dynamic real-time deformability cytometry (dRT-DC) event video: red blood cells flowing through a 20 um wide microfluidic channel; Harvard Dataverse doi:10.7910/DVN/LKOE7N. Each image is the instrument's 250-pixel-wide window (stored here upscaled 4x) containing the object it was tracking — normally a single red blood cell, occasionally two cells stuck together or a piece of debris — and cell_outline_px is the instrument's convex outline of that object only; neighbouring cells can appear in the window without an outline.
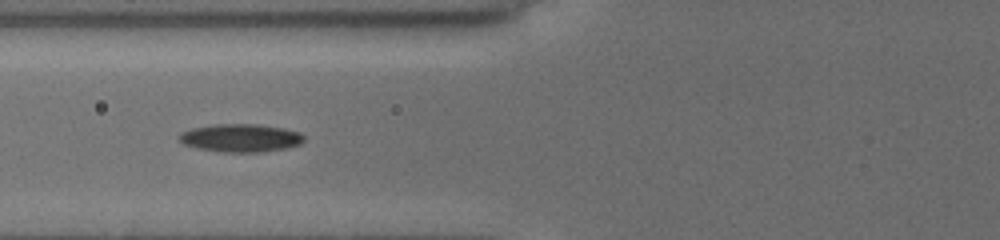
{"species": "common noctule bat (a hibernating species)", "species_latin": "Nyctalus noctula", "temperature_condition": "cold", "stored_images_in_passage": 11, "camera_frame_rate_fps": 3000, "um_per_image_px": 0.085, "animal": {"sex": "female", "body_mass_g": 19.5, "forearm_length_mm": 54.1}, "frame": {"image": 1, "passage_image": 10, "time_ms": 3.0, "image_size_px": [1000, 240], "cell_outline_px": [[304, 140], [300, 144], [288, 148], [260, 152], [220, 152], [196, 148], [184, 144], [180, 140], [180, 132], [192, 128], [216, 124], [260, 124], [284, 128], [300, 132], [304, 136]], "centroid_in_image_um": [20.48, 11.72], "position_along_channel_um": 105.3, "area_um2": 20.52}}